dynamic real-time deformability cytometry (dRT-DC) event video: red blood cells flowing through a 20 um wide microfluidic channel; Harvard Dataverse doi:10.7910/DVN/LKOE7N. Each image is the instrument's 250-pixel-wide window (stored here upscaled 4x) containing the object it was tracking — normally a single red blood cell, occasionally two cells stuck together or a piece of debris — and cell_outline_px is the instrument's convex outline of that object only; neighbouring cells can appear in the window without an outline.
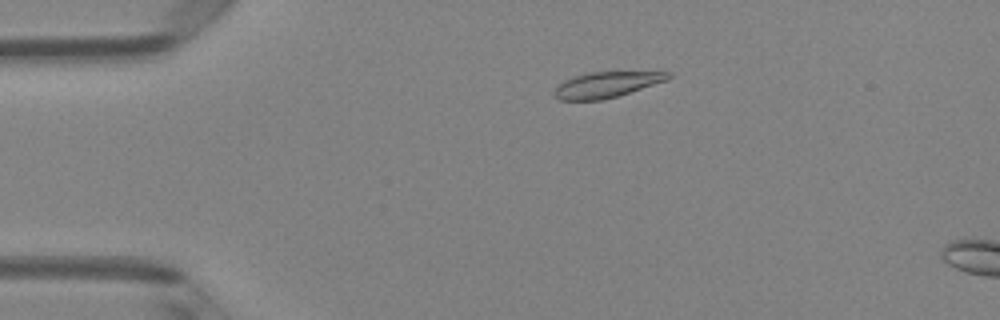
{"species": "Egyptian fruit bat (a non-hibernating species)", "species_latin": "Rousettus aegyptiacus", "temperature_condition": "room temperature", "stored_images_in_passage": 42, "camera_frame_rate_fps": 3000, "um_per_image_px": 0.085, "animal": {"sex": "female"}, "frame": {"image": 1, "passage_image": 3, "time_ms": 0.667, "image_size_px": [1000, 320], "cell_outline_px": [[672, 76], [668, 80], [616, 96], [600, 100], [560, 100], [552, 92], [564, 80], [588, 72], [672, 72]], "centroid_in_image_um": [51.56, 7.19], "position_along_channel_um": 33.4, "area_um2": 16.76}}
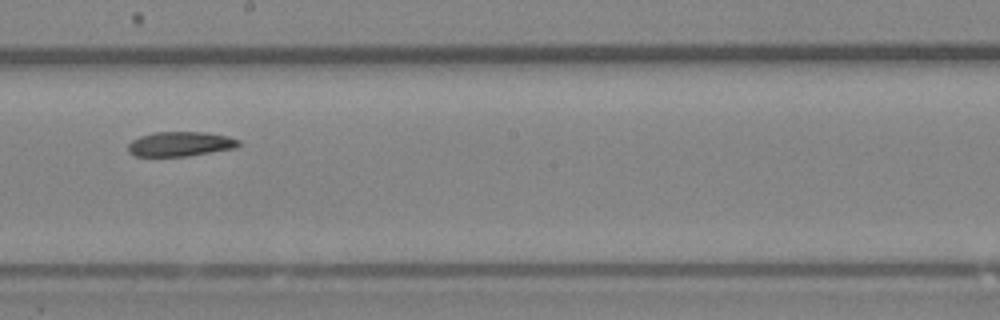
{"frame": {"image": 2, "passage_image": 21, "time_ms": 6.667, "image_size_px": [1000, 320], "cell_outline_px": [[240, 144], [236, 148], [188, 156], [136, 156], [128, 152], [128, 144], [132, 140], [140, 136], [156, 132], [204, 132], [228, 136], [240, 140]], "centroid_in_image_um": [15.34, 12.24], "position_along_channel_um": 232.9, "area_um2": 15.9}}
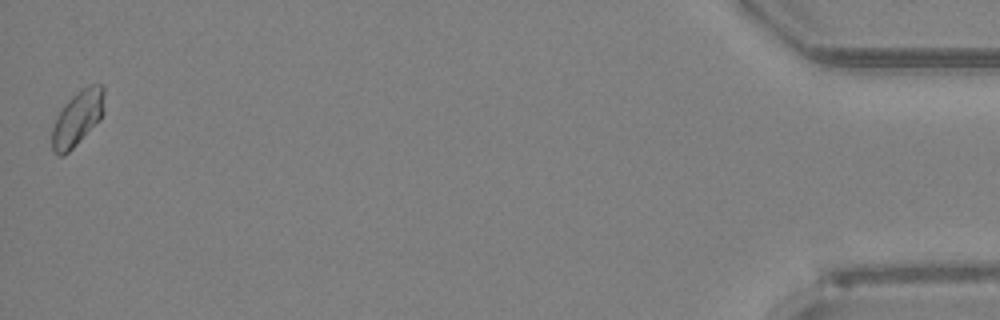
{"frame": {"image": 3, "passage_image": 42, "time_ms": 13.667, "image_size_px": [1000, 320], "cell_outline_px": [[104, 112], [100, 120], [64, 156], [60, 156], [52, 152], [52, 128], [56, 116], [64, 104], [80, 88], [88, 84], [104, 84]], "centroid_in_image_um": [6.59, 10.01], "position_along_channel_um": 428.6, "area_um2": 16.99}}